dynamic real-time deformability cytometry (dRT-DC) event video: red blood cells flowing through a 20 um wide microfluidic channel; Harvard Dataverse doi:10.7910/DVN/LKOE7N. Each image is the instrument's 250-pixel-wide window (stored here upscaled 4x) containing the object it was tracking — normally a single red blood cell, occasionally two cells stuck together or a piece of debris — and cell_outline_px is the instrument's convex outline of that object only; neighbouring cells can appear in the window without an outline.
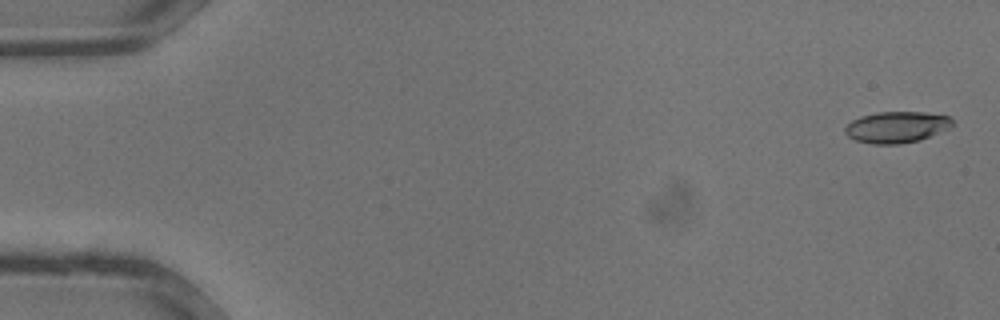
{"species": "common noctule bat (a hibernating species)", "species_latin": "Nyctalus noctula", "temperature_condition": "warm", "stored_images_in_passage": 13, "camera_frame_rate_fps": 3000, "um_per_image_px": 0.085, "animal": {"sex": "male", "body_mass_g": 13.3}, "frame": {"image": 1, "passage_image": 1, "time_ms": 0.0, "image_size_px": [1000, 320], "cell_outline_px": [[956, 124], [952, 128], [920, 140], [900, 144], [872, 144], [856, 140], [848, 136], [844, 132], [844, 128], [852, 120], [860, 116], [876, 112], [924, 112], [948, 116]], "centroid_in_image_um": [76.24, 10.8], "position_along_channel_um": 8.8, "area_um2": 19.83}}
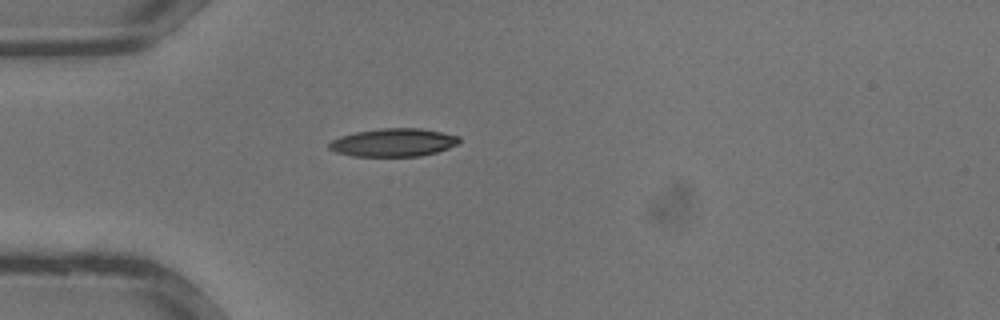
{"frame": {"image": 2, "passage_image": 10, "time_ms": 3.0, "image_size_px": [1000, 320], "cell_outline_px": [[460, 144], [436, 152], [420, 156], [352, 156], [336, 152], [328, 148], [328, 144], [332, 140], [340, 136], [356, 132], [380, 128], [420, 128], [460, 136]], "centroid_in_image_um": [33.45, 12.11], "position_along_channel_um": 51.6, "area_um2": 21.33}}
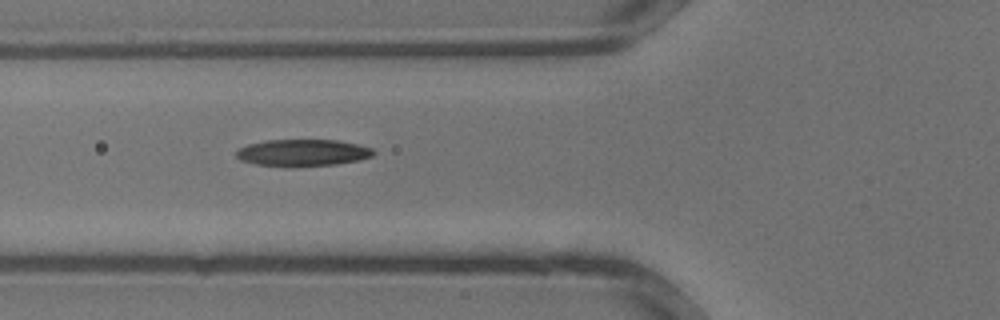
{"frame": {"image": 3, "passage_image": 13, "time_ms": 4.0, "image_size_px": [1000, 320], "cell_outline_px": [[376, 152], [372, 156], [360, 160], [336, 164], [288, 168], [256, 164], [240, 160], [236, 156], [236, 152], [240, 148], [248, 144], [268, 140], [336, 140], [356, 144], [372, 148]], "centroid_in_image_um": [25.72, 13.0], "position_along_channel_um": 100.1, "area_um2": 21.68}}